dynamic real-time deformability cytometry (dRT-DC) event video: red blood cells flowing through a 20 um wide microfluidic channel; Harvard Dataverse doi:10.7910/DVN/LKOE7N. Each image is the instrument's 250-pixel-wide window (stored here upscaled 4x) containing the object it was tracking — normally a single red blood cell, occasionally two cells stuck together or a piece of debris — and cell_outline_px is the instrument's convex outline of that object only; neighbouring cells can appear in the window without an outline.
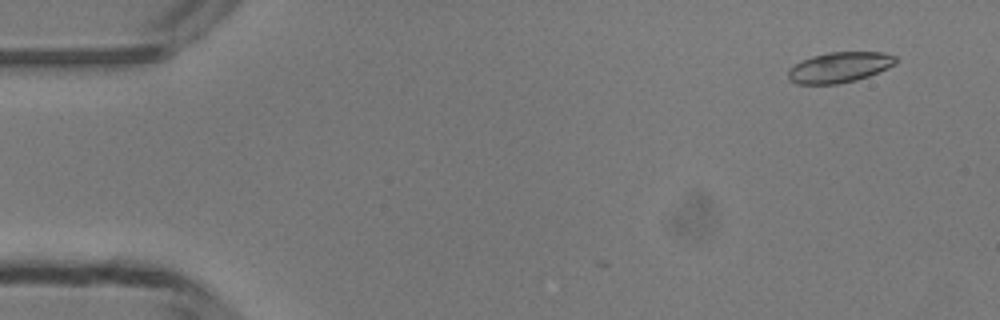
{"species": "common noctule bat (a hibernating species)", "species_latin": "Nyctalus noctula", "temperature_condition": "room temperature", "stored_images_in_passage": 4, "camera_frame_rate_fps": 3000, "um_per_image_px": 0.085, "animal": {"sex": "male", "body_mass_g": 13.3}, "frame": {"image": 1, "passage_image": 4, "time_ms": 1.0, "image_size_px": [1000, 320], "cell_outline_px": [[896, 64], [888, 68], [868, 76], [856, 80], [840, 84], [796, 84], [788, 80], [788, 68], [812, 56], [828, 52], [884, 52], [896, 56]], "centroid_in_image_um": [71.35, 5.73], "position_along_channel_um": 13.6, "area_um2": 19.19}}